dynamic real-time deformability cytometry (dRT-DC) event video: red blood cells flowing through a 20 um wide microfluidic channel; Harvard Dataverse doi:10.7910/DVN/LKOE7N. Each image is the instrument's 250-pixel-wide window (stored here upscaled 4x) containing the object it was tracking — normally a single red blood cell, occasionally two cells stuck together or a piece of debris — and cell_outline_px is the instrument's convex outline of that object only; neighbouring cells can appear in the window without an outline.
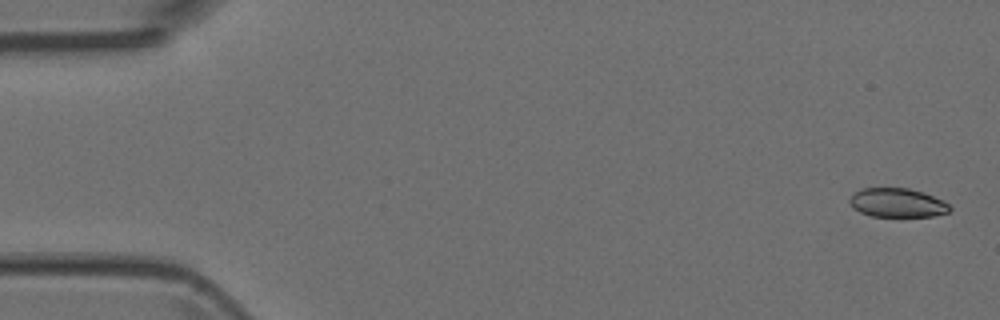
{"species": "Egyptian fruit bat (a non-hibernating species)", "species_latin": "Rousettus aegyptiacus", "temperature_condition": "room temperature", "stored_images_in_passage": 7, "camera_frame_rate_fps": 3000, "um_per_image_px": 0.085, "animal": {"sex": "female"}, "frame": {"image": 1, "passage_image": 1, "time_ms": 0.0, "image_size_px": [1000, 320], "cell_outline_px": [[952, 208], [948, 212], [932, 216], [872, 216], [860, 212], [852, 208], [848, 200], [852, 192], [860, 188], [908, 188], [924, 192], [944, 200]], "centroid_in_image_um": [76.24, 17.22], "position_along_channel_um": 8.8, "area_um2": 17.11}}
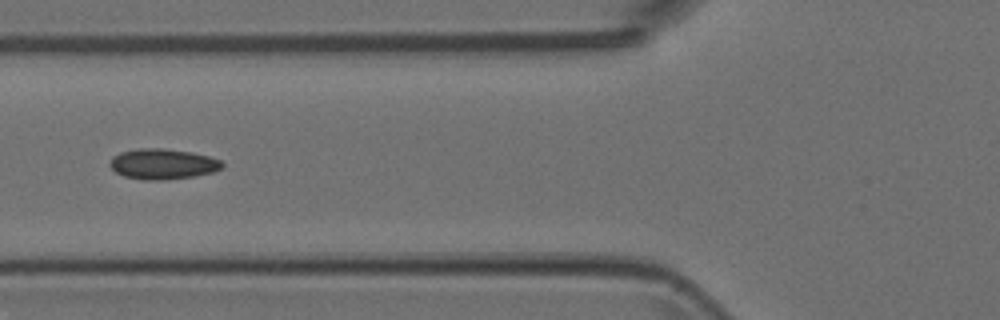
{"frame": {"image": 2, "passage_image": 6, "time_ms": 1.667, "image_size_px": [1000, 320], "cell_outline_px": [[224, 164], [220, 168], [212, 172], [192, 176], [160, 180], [144, 180], [124, 176], [116, 172], [108, 164], [112, 156], [120, 152], [136, 148], [164, 148], [192, 152], [208, 156], [220, 160]], "centroid_in_image_um": [13.78, 13.92], "position_along_channel_um": 112.0, "area_um2": 19.88}}
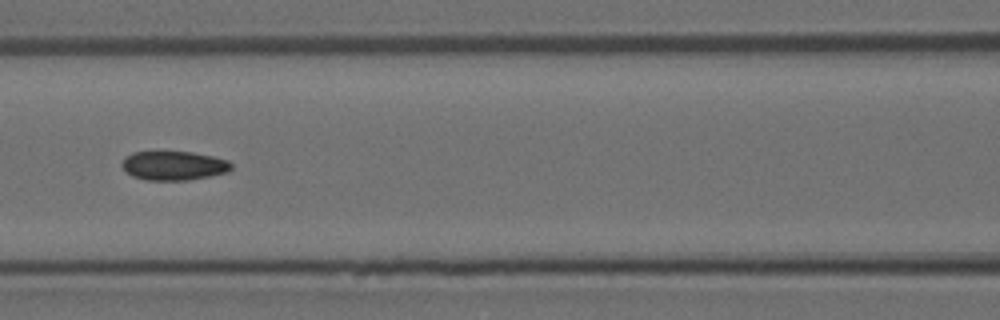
{"frame": {"image": 3, "passage_image": 7, "time_ms": 2.0, "image_size_px": [1000, 320], "cell_outline_px": [[232, 168], [228, 172], [188, 180], [144, 180], [132, 176], [120, 164], [124, 156], [132, 152], [192, 152], [212, 156], [228, 160], [232, 164]], "centroid_in_image_um": [14.75, 14.07], "position_along_channel_um": 151.9, "area_um2": 18.55}}